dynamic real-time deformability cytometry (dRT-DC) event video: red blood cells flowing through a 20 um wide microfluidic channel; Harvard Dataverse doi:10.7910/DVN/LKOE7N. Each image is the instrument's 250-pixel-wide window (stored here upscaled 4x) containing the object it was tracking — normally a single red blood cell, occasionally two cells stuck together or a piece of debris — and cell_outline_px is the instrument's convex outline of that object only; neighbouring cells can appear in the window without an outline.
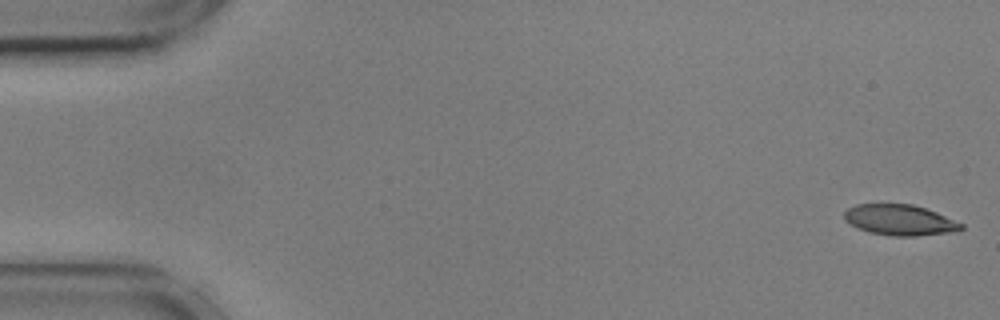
{"species": "common noctule bat (a hibernating species)", "species_latin": "Nyctalus noctula", "temperature_condition": "cold", "stored_images_in_passage": 51, "camera_frame_rate_fps": 3000, "um_per_image_px": 0.085, "animal": {"sex": "male", "body_mass_g": 17.9, "forearm_length_mm": 54.2}, "frame": {"image": 1, "passage_image": 1, "time_ms": 0.0, "image_size_px": [1000, 320], "cell_outline_px": [[964, 228], [956, 232], [916, 236], [892, 236], [868, 232], [844, 220], [844, 212], [848, 208], [856, 204], [912, 204], [936, 212], [964, 224]], "centroid_in_image_um": [76.51, 18.71], "position_along_channel_um": 8.5, "area_um2": 20.92}}
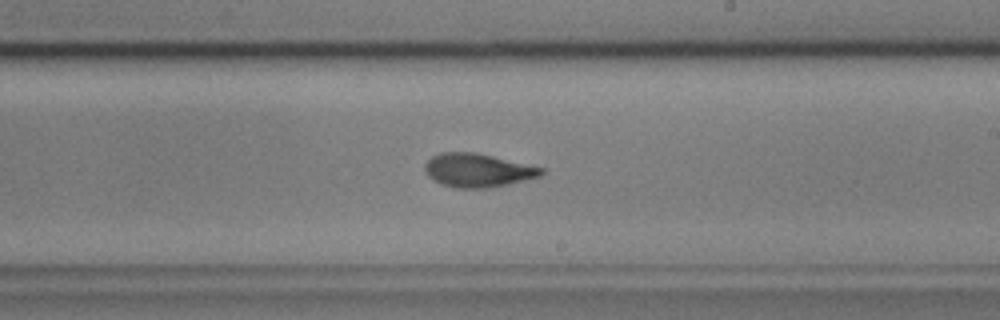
{"frame": {"image": 2, "passage_image": 32, "time_ms": 10.333, "image_size_px": [1000, 320], "cell_outline_px": [[544, 172], [540, 176], [508, 184], [488, 188], [456, 188], [440, 184], [432, 180], [424, 172], [424, 164], [432, 156], [440, 152], [476, 152], [544, 168]], "centroid_in_image_um": [40.56, 14.47], "position_along_channel_um": 248.4, "area_um2": 22.89}}
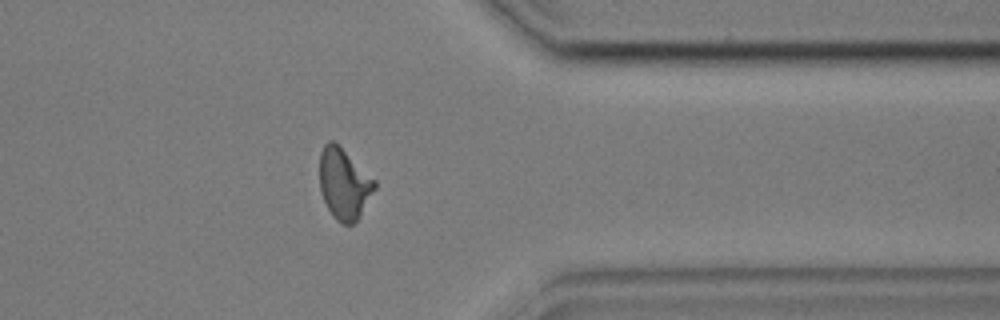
{"frame": {"image": 3, "passage_image": 44, "time_ms": 14.333, "image_size_px": [1000, 320], "cell_outline_px": [[376, 188], [360, 216], [352, 224], [344, 224], [336, 220], [332, 216], [320, 192], [320, 152], [324, 144], [328, 140], [332, 140], [340, 144], [376, 180]], "centroid_in_image_um": [29.25, 15.58], "position_along_channel_um": 382.2, "area_um2": 23.06}, "authors_computed_cell_mechanics": {"area_um2": 22.4842, "velocity_mm_per_s": 3.5981, "shape_relaxation_time_tau1_ms": 4.6573, "shape_relaxation_time_tau2_ms": 2.0053, "deformation_change_tau1": 0.1772, "deformation_change_tau2": 0.0737}}